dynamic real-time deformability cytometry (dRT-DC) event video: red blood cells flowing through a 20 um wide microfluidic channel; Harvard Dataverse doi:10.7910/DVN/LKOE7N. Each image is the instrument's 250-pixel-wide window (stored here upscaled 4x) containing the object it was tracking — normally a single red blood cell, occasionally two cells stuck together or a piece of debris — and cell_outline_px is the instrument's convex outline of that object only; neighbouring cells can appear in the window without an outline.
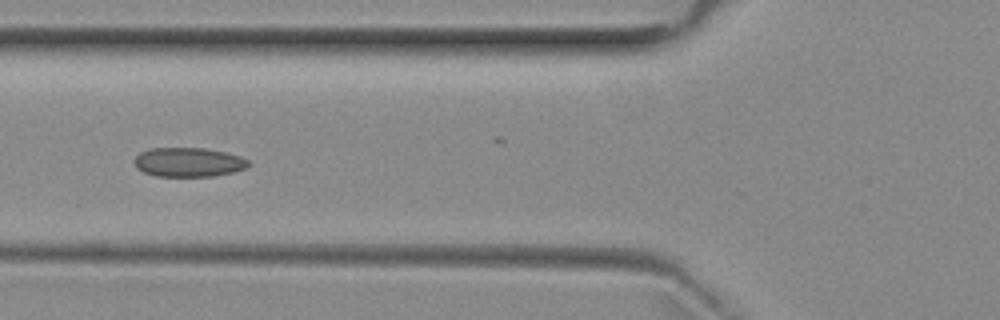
{"species": "common noctule bat (a hibernating species)", "species_latin": "Nyctalus noctula", "temperature_condition": "room temperature", "stored_images_in_passage": 7, "camera_frame_rate_fps": 3000, "um_per_image_px": 0.085, "animal": {"sex": "female", "body_mass_g": 29.2, "forearm_length_mm": 56.3}, "frame": {"image": 1, "passage_image": 5, "time_ms": 5.0, "image_size_px": [1000, 320], "cell_outline_px": [[252, 164], [244, 168], [232, 172], [212, 176], [156, 176], [144, 172], [136, 168], [132, 160], [140, 152], [148, 148], [204, 148], [224, 152], [240, 156], [248, 160]], "centroid_in_image_um": [15.98, 13.78], "position_along_channel_um": 109.8, "area_um2": 19.48}}
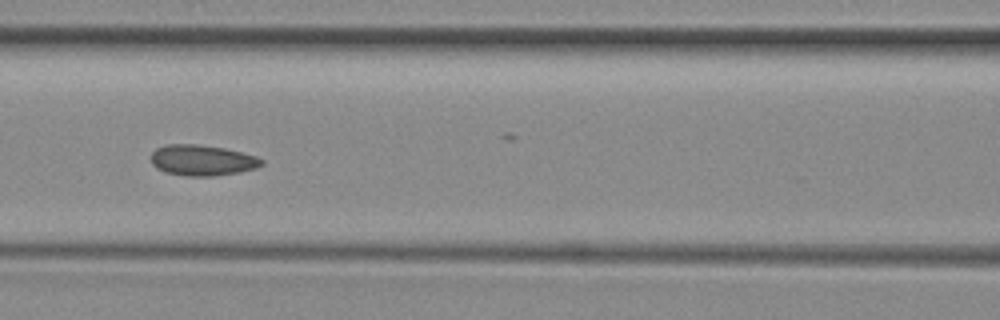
{"frame": {"image": 2, "passage_image": 6, "time_ms": 6.0, "image_size_px": [1000, 320], "cell_outline_px": [[264, 164], [256, 168], [240, 172], [216, 176], [188, 176], [164, 172], [156, 168], [152, 164], [152, 152], [156, 148], [168, 144], [196, 144], [224, 148], [256, 156], [264, 160]], "centroid_in_image_um": [17.2, 13.63], "position_along_channel_um": 149.4, "area_um2": 19.88}}
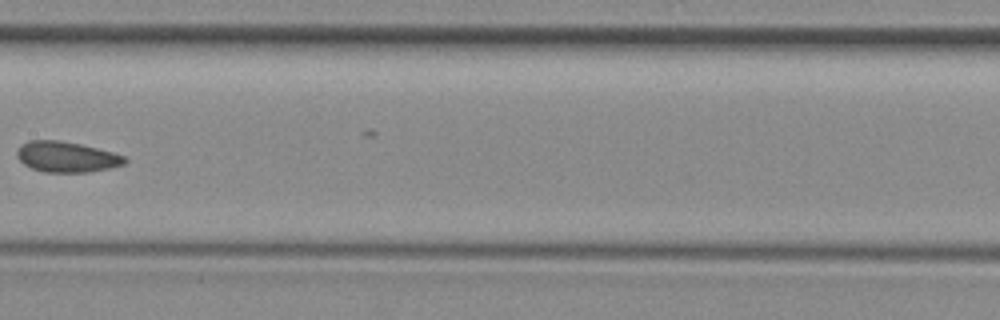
{"frame": {"image": 3, "passage_image": 7, "time_ms": 7.333, "image_size_px": [1000, 320], "cell_outline_px": [[128, 160], [124, 164], [112, 168], [88, 172], [44, 172], [32, 168], [24, 164], [16, 156], [16, 152], [20, 144], [28, 140], [60, 140], [80, 144], [112, 152], [124, 156]], "centroid_in_image_um": [5.64, 13.33], "position_along_channel_um": 201.8, "area_um2": 19.31}}